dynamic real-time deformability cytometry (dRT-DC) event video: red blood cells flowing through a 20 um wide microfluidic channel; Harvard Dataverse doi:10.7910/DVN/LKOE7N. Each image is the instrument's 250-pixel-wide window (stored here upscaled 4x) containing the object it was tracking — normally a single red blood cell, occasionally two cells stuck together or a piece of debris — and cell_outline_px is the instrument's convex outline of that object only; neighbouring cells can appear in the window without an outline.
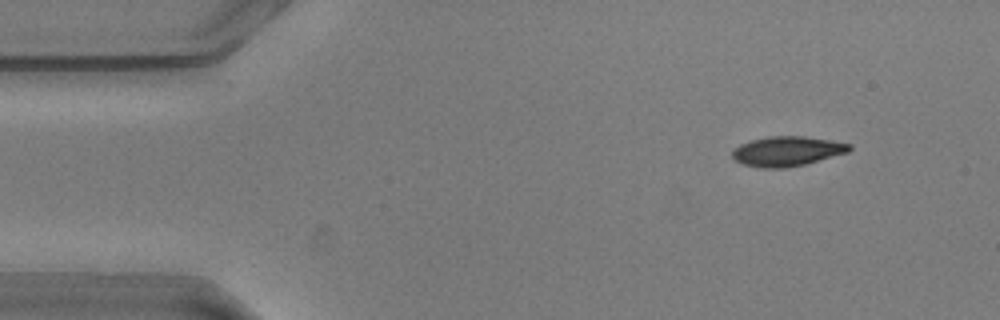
{"species": "common noctule bat (a hibernating species)", "species_latin": "Nyctalus noctula", "temperature_condition": "warm", "stored_images_in_passage": 55, "camera_frame_rate_fps": 3000, "um_per_image_px": 0.085, "animal": {"sex": "male", "body_mass_g": 20.5, "forearm_length_mm": 52.5}, "frame": {"image": 1, "passage_image": 5, "time_ms": 1.333, "image_size_px": [1000, 320], "cell_outline_px": [[852, 148], [848, 152], [804, 164], [784, 168], [760, 168], [744, 164], [736, 160], [732, 156], [732, 152], [740, 144], [752, 140], [768, 136], [804, 136], [852, 144]], "centroid_in_image_um": [66.9, 12.85], "position_along_channel_um": 18.1, "area_um2": 20.06}}
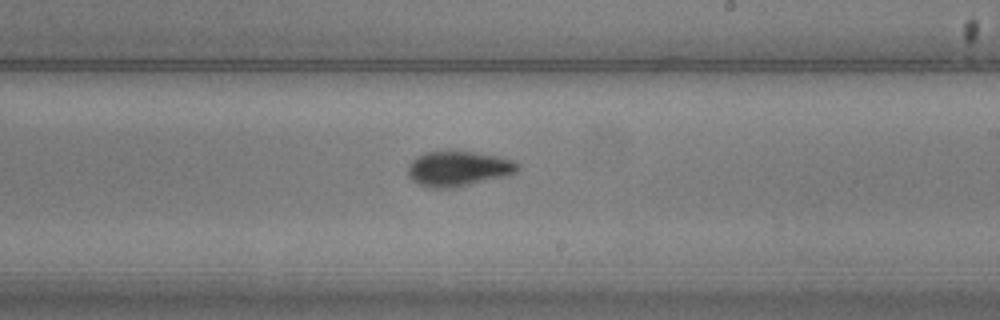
{"frame": {"image": 2, "passage_image": 31, "time_ms": 10.0, "image_size_px": [1000, 320], "cell_outline_px": [[520, 168], [516, 172], [508, 176], [456, 188], [432, 188], [420, 184], [412, 180], [408, 176], [408, 164], [416, 156], [424, 152], [448, 148], [476, 152], [500, 156], [516, 160], [520, 164]], "centroid_in_image_um": [38.99, 14.29], "position_along_channel_um": 250.0, "area_um2": 23.58}}
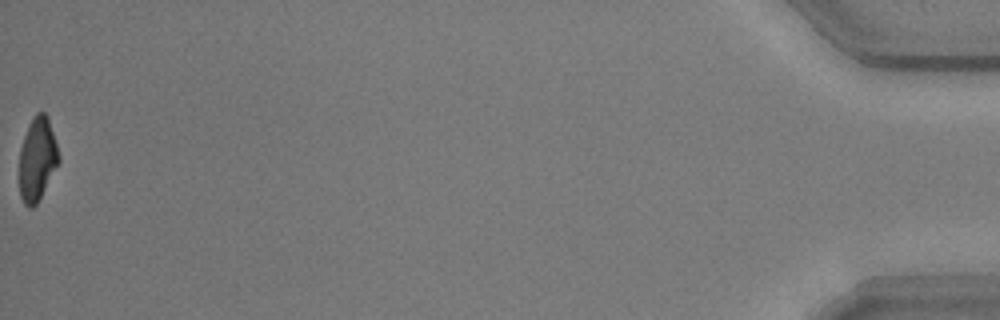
{"frame": {"image": 3, "passage_image": 55, "time_ms": 18.0, "image_size_px": [1000, 320], "cell_outline_px": [[60, 160], [36, 204], [32, 208], [28, 208], [24, 204], [20, 196], [20, 148], [24, 136], [36, 112], [44, 112], [48, 116], [60, 156]], "centroid_in_image_um": [3.17, 13.52], "position_along_channel_um": 432.0, "area_um2": 18.84}, "authors_computed_cell_mechanics": {"area_um2": 20.9236, "velocity_mm_per_s": 3.6114, "shape_relaxation_time_tau1_ms": 2.9868, "shape_relaxation_time_tau2_ms": 1.95, "deformation_change_tau1": 0.1459, "deformation_change_tau2": 0.0668}}